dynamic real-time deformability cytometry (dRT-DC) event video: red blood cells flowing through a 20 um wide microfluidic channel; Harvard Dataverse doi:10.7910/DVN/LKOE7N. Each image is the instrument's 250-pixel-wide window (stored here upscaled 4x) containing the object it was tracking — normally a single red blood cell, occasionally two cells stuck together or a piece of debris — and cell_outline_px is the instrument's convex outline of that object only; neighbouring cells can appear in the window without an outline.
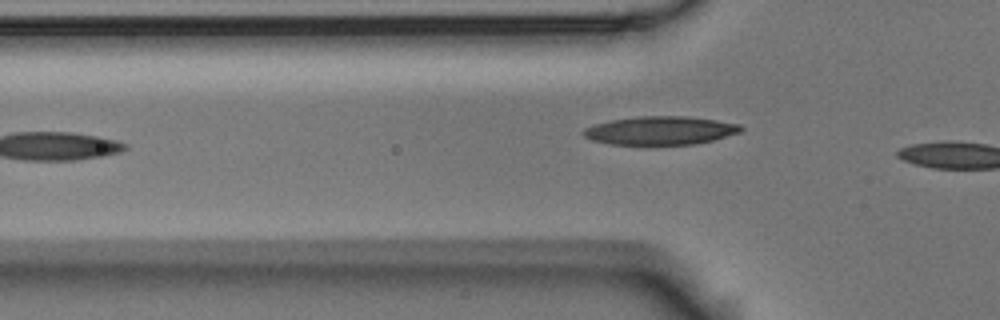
{"species": "Egyptian fruit bat (a non-hibernating species)", "species_latin": "Rousettus aegyptiacus", "temperature_condition": "room temperature", "stored_images_in_passage": 5, "camera_frame_rate_fps": 3000, "um_per_image_px": 0.085, "animal": {"sex": "male"}, "frame": {"image": 1, "passage_image": 5, "time_ms": 1.333, "image_size_px": [1000, 320], "cell_outline_px": [[744, 128], [740, 132], [712, 140], [696, 144], [608, 144], [592, 140], [584, 136], [580, 132], [584, 128], [596, 124], [612, 120], [640, 116], [684, 116], [716, 120], [740, 124]], "centroid_in_image_um": [56.12, 11.09], "position_along_channel_um": 69.7, "area_um2": 25.89}}